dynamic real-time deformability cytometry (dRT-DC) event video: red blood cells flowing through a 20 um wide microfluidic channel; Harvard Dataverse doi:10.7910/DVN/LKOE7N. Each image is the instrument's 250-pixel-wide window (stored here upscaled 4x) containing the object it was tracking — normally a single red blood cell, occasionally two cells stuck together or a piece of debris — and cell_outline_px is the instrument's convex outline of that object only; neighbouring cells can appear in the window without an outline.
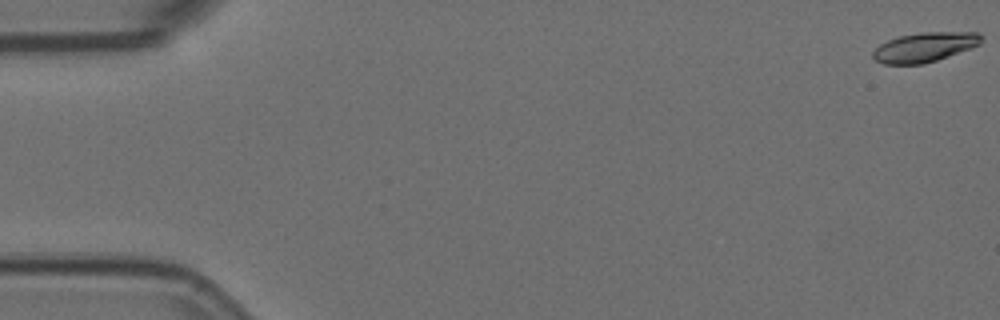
{"species": "Egyptian fruit bat (a non-hibernating species)", "species_latin": "Rousettus aegyptiacus", "temperature_condition": "room temperature", "stored_images_in_passage": 54, "camera_frame_rate_fps": 3000, "um_per_image_px": 0.085, "animal": {"sex": "female"}, "frame": {"image": 1, "passage_image": 1, "time_ms": 0.0, "image_size_px": [1000, 320], "cell_outline_px": [[984, 40], [980, 44], [972, 48], [924, 64], [884, 64], [876, 60], [872, 56], [872, 52], [880, 44], [888, 40], [900, 36], [924, 32], [980, 32], [984, 36]], "centroid_in_image_um": [78.65, 4.0], "position_along_channel_um": 6.4, "area_um2": 18.73}}
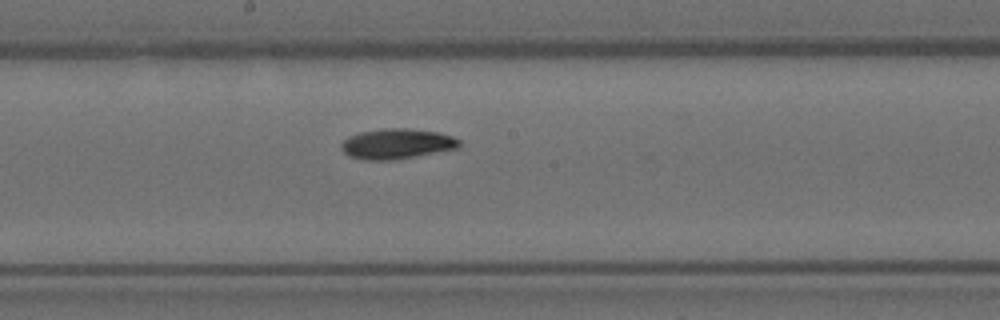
{"frame": {"image": 2, "passage_image": 31, "time_ms": 10.0, "image_size_px": [1000, 320], "cell_outline_px": [[460, 148], [416, 156], [392, 160], [364, 160], [348, 156], [340, 148], [340, 144], [348, 136], [360, 132], [380, 128], [408, 128], [436, 132], [452, 136], [460, 140]], "centroid_in_image_um": [33.7, 12.22], "position_along_channel_um": 214.5, "area_um2": 20.98}}
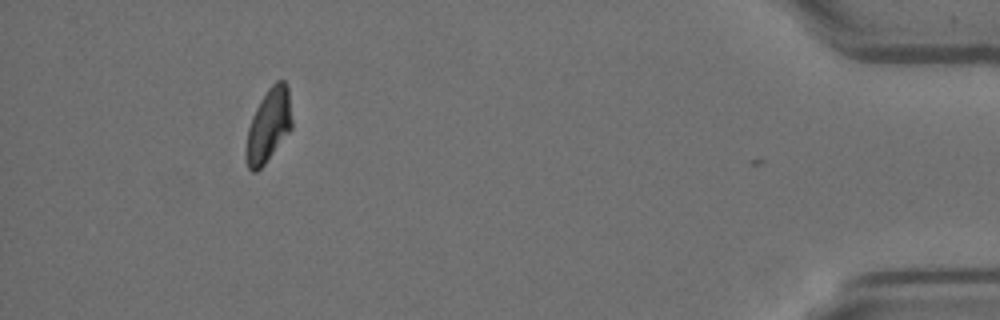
{"frame": {"image": 3, "passage_image": 53, "time_ms": 17.333, "image_size_px": [1000, 320], "cell_outline_px": [[292, 128], [264, 164], [256, 172], [252, 172], [248, 168], [244, 156], [244, 152], [248, 128], [252, 116], [260, 100], [268, 88], [276, 80], [284, 80], [288, 88], [292, 120]], "centroid_in_image_um": [22.8, 10.67], "position_along_channel_um": 412.4, "area_um2": 19.65}, "authors_computed_cell_mechanics": {"area_um2": 19.9699, "velocity_mm_per_s": 3.5738, "shape_relaxation_time_tau1_ms": 4.2811, "shape_relaxation_time_tau2_ms": 5.7969, "deformation_change_tau1": 0.1519, "deformation_change_tau2": 0.1099}}